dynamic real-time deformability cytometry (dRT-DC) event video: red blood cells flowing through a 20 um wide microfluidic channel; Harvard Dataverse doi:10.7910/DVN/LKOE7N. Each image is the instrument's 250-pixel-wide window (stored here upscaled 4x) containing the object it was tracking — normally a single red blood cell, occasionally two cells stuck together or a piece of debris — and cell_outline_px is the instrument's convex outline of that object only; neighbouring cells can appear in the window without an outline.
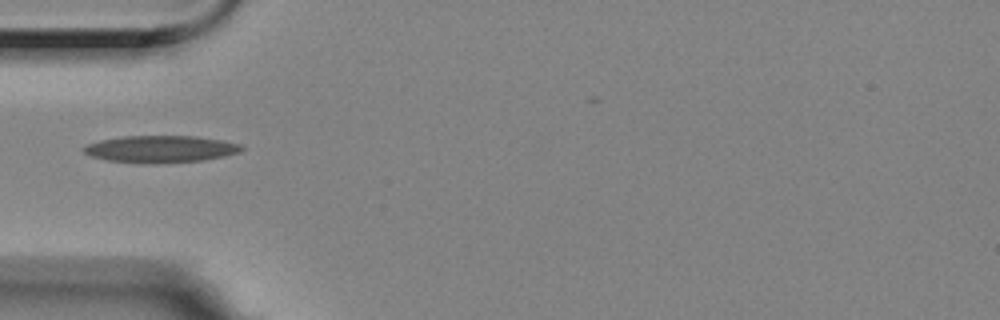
{"species": "Egyptian fruit bat (a non-hibernating species)", "species_latin": "Rousettus aegyptiacus", "temperature_condition": "room temperature", "stored_images_in_passage": 34, "camera_frame_rate_fps": 3000, "um_per_image_px": 0.085, "animal": {"sex": "female"}, "frame": {"image": 1, "passage_image": 1, "time_ms": 0.0, "image_size_px": [1000, 320], "cell_outline_px": [[244, 148], [240, 152], [224, 156], [200, 160], [108, 160], [92, 156], [84, 152], [84, 148], [88, 144], [100, 140], [124, 136], [196, 136], [224, 140], [240, 144]], "centroid_in_image_um": [13.73, 12.6], "position_along_channel_um": 71.3, "area_um2": 23.29}}
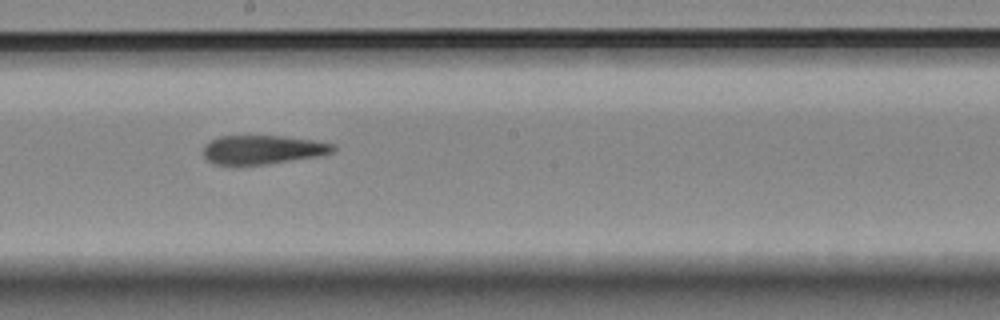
{"frame": {"image": 2, "passage_image": 14, "time_ms": 4.333, "image_size_px": [1000, 320], "cell_outline_px": [[336, 148], [332, 152], [320, 156], [264, 164], [216, 164], [208, 160], [204, 156], [204, 144], [208, 140], [220, 136], [284, 136], [316, 140], [336, 144]], "centroid_in_image_um": [22.36, 12.7], "position_along_channel_um": 225.8, "area_um2": 21.85}}
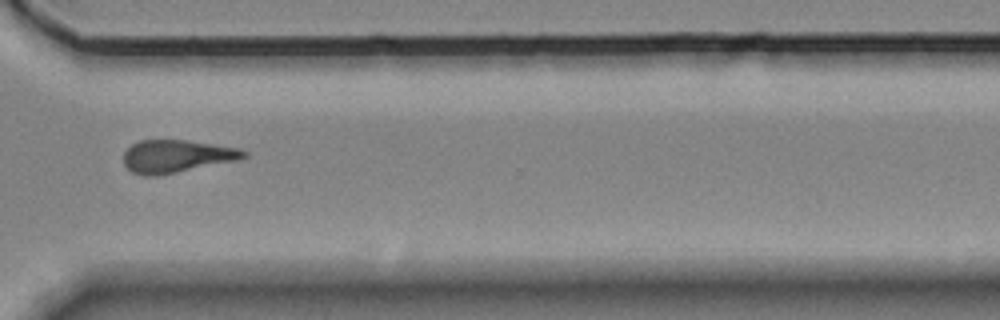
{"frame": {"image": 3, "passage_image": 25, "time_ms": 8.0, "image_size_px": [1000, 320], "cell_outline_px": [[248, 156], [236, 160], [156, 176], [144, 176], [132, 172], [124, 164], [124, 152], [132, 144], [140, 140], [188, 140], [240, 148], [248, 152]], "centroid_in_image_um": [15.01, 13.27], "position_along_channel_um": 355.6, "area_um2": 22.77}}